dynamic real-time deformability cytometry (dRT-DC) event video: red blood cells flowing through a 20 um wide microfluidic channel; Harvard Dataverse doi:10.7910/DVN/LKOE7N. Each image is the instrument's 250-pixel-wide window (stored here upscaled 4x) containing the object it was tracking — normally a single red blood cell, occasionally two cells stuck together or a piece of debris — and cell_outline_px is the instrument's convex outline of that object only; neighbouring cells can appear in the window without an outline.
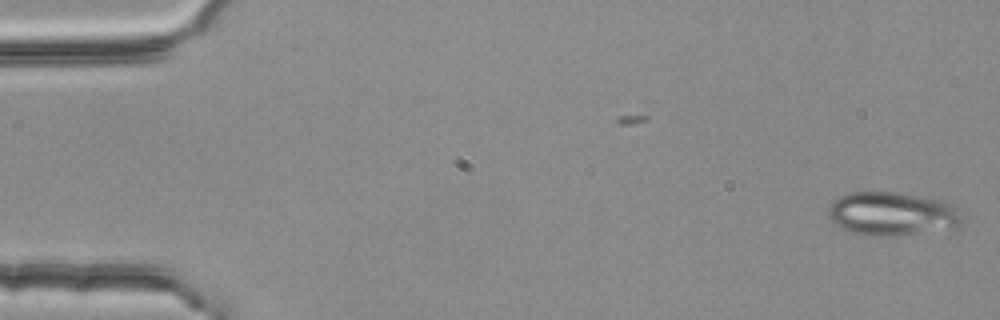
{"species": "common noctule bat (a hibernating species)", "species_latin": "Nyctalus noctula", "temperature_condition": "room temperature", "stored_images_in_passage": 52, "camera_frame_rate_fps": 3000, "um_per_image_px": 0.085, "animal": {"sex": "female", "body_mass_g": 25.1}, "frame": {"image": 1, "passage_image": 1, "time_ms": 0.0, "image_size_px": [1000, 320], "cell_outline_px": [[960, 224], [956, 228], [888, 236], [872, 236], [852, 232], [840, 228], [828, 216], [828, 208], [832, 200], [840, 196], [852, 192], [900, 192], [940, 200], [960, 208]], "centroid_in_image_um": [75.81, 18.16], "position_along_channel_um": 9.2, "area_um2": 33.93}}
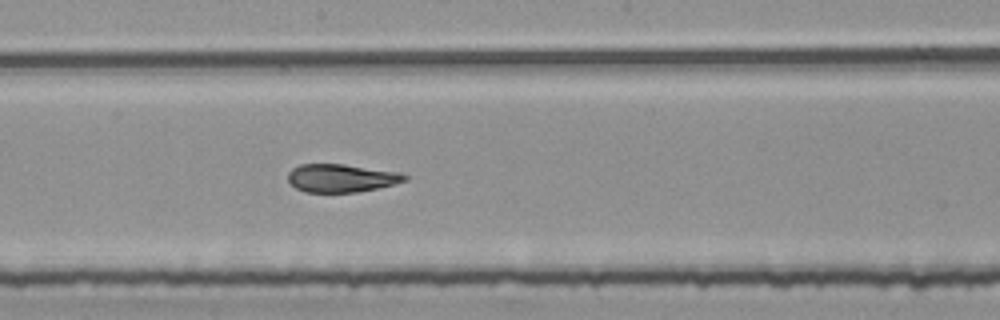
{"frame": {"image": 2, "passage_image": 29, "time_ms": 9.333, "image_size_px": [1000, 320], "cell_outline_px": [[408, 180], [376, 188], [356, 192], [304, 192], [296, 188], [288, 180], [288, 172], [292, 168], [300, 164], [344, 164], [400, 172], [408, 176]], "centroid_in_image_um": [29.0, 15.13], "position_along_channel_um": 219.2, "area_um2": 19.07}}
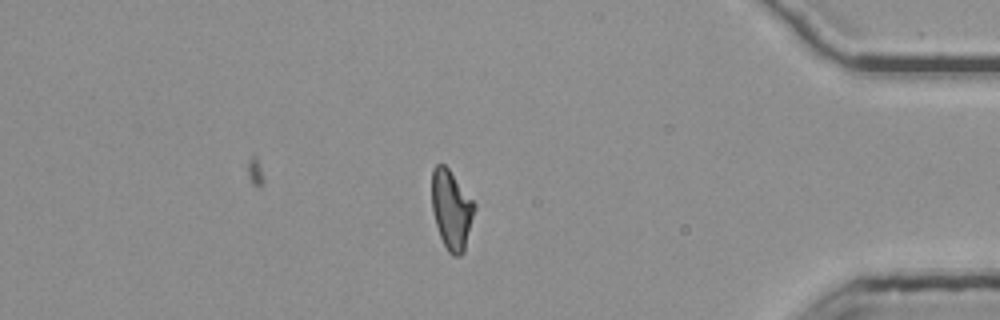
{"frame": {"image": 3, "passage_image": 46, "time_ms": 15.0, "image_size_px": [1000, 320], "cell_outline_px": [[476, 208], [464, 252], [460, 256], [452, 256], [448, 252], [440, 236], [432, 212], [432, 168], [436, 164], [444, 164], [448, 168], [476, 204]], "centroid_in_image_um": [38.38, 17.83], "position_along_channel_um": 396.8, "area_um2": 19.77}, "authors_computed_cell_mechanics": {"area_um2": 20.4323, "velocity_mm_per_s": 3.7826, "shape_relaxation_time_tau1_ms": null, "shape_relaxation_time_tau2_ms": 2.5674, "deformation_change_tau1": null, "deformation_change_tau2": 0.0567}}